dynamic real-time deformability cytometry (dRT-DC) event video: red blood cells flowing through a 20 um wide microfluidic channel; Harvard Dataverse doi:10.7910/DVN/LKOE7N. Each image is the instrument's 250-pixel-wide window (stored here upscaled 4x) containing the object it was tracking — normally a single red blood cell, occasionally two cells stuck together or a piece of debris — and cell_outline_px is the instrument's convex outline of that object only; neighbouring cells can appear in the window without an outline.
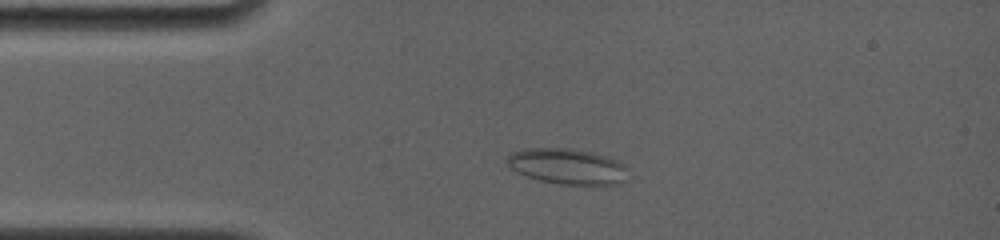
{"species": "common noctule bat (a hibernating species)", "species_latin": "Nyctalus noctula", "temperature_condition": "room temperature", "stored_images_in_passage": 23, "camera_frame_rate_fps": 4000, "um_per_image_px": 0.085, "animal": {"sex": "female", "body_mass_g": 19.0, "forearm_length_mm": 56.7}, "frame": {"image": 1, "passage_image": 2, "time_ms": 0.25, "image_size_px": [1000, 240], "cell_outline_px": [[628, 168], [624, 180], [620, 184], [560, 184], [540, 180], [516, 172], [508, 164], [508, 156], [512, 152], [528, 148], [568, 148], [592, 152], [620, 160]], "centroid_in_image_um": [48.26, 14.13], "position_along_channel_um": 36.7, "area_um2": 24.97}}
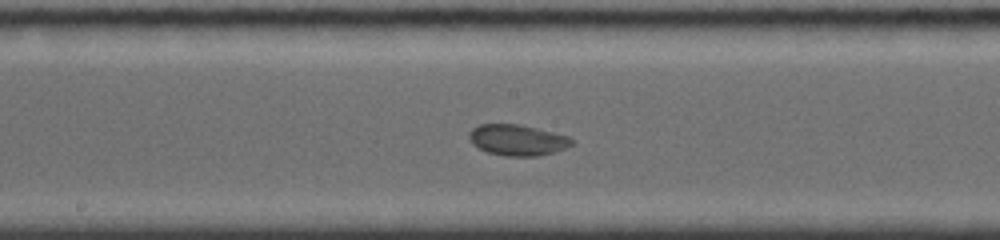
{"frame": {"image": 2, "passage_image": 12, "time_ms": 2.75, "image_size_px": [1000, 240], "cell_outline_px": [[572, 144], [564, 148], [540, 156], [504, 156], [488, 152], [472, 144], [468, 136], [468, 132], [472, 128], [480, 124], [520, 124], [568, 136], [572, 140]], "centroid_in_image_um": [43.93, 11.9], "position_along_channel_um": 204.3, "area_um2": 18.38}}
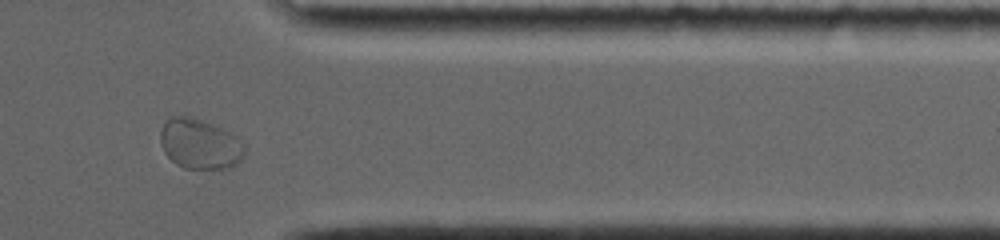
{"frame": {"image": 3, "passage_image": 20, "time_ms": 4.75, "image_size_px": [1000, 240], "cell_outline_px": [[244, 156], [236, 164], [228, 168], [184, 168], [176, 164], [164, 152], [160, 144], [160, 132], [164, 124], [172, 116], [192, 116], [232, 132], [236, 136], [244, 148]], "centroid_in_image_um": [16.97, 12.23], "position_along_channel_um": 394.4, "area_um2": 24.51}}